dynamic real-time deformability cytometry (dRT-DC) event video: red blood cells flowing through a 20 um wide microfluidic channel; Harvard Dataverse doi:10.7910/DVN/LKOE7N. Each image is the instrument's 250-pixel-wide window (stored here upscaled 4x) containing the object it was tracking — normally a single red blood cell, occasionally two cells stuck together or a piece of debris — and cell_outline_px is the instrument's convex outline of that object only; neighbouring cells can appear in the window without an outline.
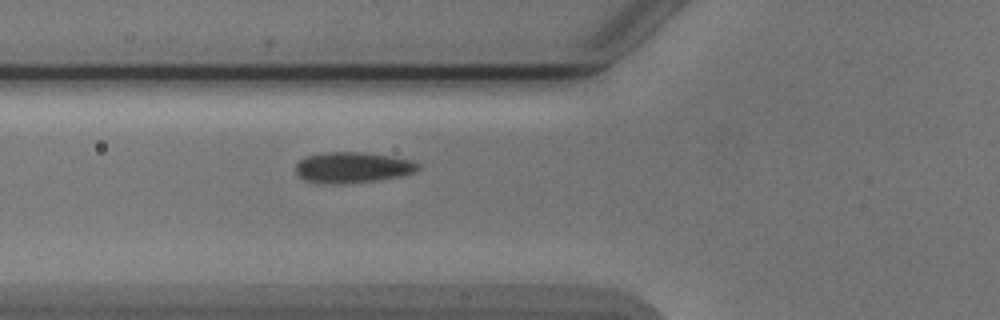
{"species": "Egyptian fruit bat (a non-hibernating species)", "species_latin": "Rousettus aegyptiacus", "temperature_condition": "cold", "stored_images_in_passage": 7, "camera_frame_rate_fps": 3000, "um_per_image_px": 0.085, "animal": {"sex": "male"}, "frame": {"image": 1, "passage_image": 7, "time_ms": 7.0, "image_size_px": [1000, 320], "cell_outline_px": [[420, 168], [412, 172], [400, 176], [376, 180], [336, 184], [320, 184], [304, 180], [296, 172], [296, 164], [300, 160], [308, 156], [324, 152], [364, 152], [392, 156], [412, 160], [420, 164]], "centroid_in_image_um": [29.96, 14.23], "position_along_channel_um": 95.8, "area_um2": 21.96}}